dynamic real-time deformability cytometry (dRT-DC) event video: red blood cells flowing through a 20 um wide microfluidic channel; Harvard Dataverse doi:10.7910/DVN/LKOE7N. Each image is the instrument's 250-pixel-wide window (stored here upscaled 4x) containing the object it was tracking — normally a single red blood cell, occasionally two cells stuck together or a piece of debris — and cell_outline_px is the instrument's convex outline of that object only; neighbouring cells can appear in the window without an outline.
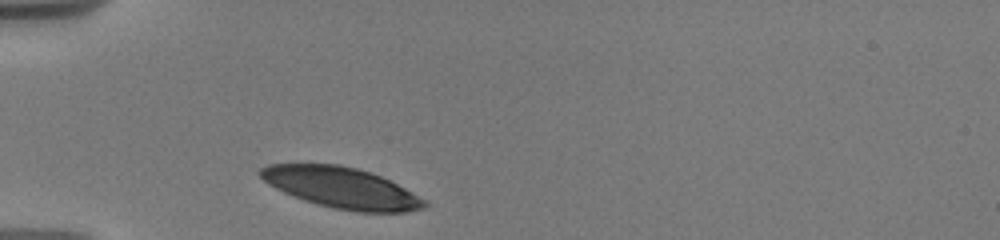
{"species": "human", "species_latin": "Homo sapiens", "temperature_condition": "warm", "stored_images_in_passage": 1, "camera_frame_rate_fps": 3000, "um_per_image_px": 0.085, "donor": {"sex": "male"}, "frame": {"image": 1, "passage_image": 1, "time_ms": 0.0, "image_size_px": [1000, 240], "cell_outline_px": [[432, 204], [424, 208], [404, 212], [356, 212], [332, 208], [316, 204], [292, 196], [268, 184], [256, 172], [260, 168], [268, 164], [340, 164], [372, 172], [428, 200]], "centroid_in_image_um": [29.03, 15.96], "position_along_channel_um": 56.0, "area_um2": 39.3}}